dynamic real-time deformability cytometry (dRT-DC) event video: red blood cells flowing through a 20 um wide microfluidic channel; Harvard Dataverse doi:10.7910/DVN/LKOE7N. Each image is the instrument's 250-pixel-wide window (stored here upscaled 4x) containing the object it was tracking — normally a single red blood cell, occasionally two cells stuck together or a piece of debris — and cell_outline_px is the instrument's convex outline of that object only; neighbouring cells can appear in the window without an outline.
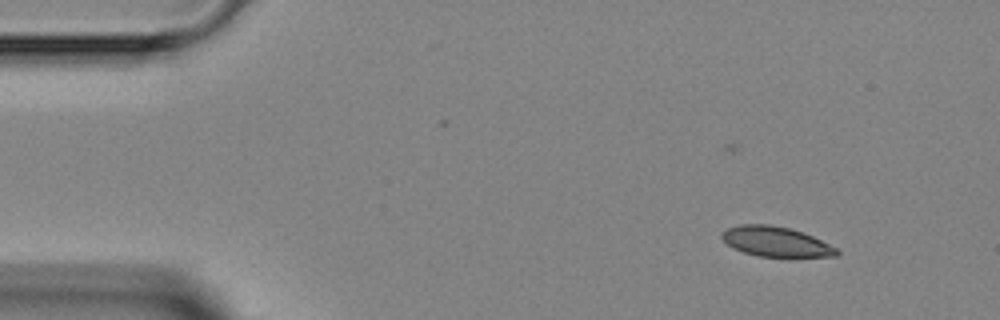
{"species": "Egyptian fruit bat (a non-hibernating species)", "species_latin": "Rousettus aegyptiacus", "temperature_condition": "room temperature", "stored_images_in_passage": 4, "camera_frame_rate_fps": 3000, "um_per_image_px": 0.085, "animal": {"sex": "female"}, "frame": {"image": 1, "passage_image": 1, "time_ms": 0.0, "image_size_px": [1000, 320], "cell_outline_px": [[840, 252], [836, 256], [756, 256], [732, 248], [720, 236], [720, 232], [728, 228], [740, 224], [768, 224], [788, 228], [812, 236], [836, 248]], "centroid_in_image_um": [65.88, 20.53], "position_along_channel_um": 19.1, "area_um2": 19.71}}
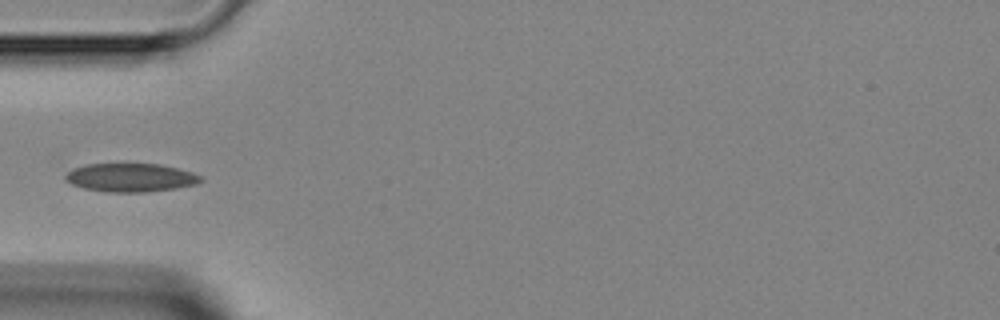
{"frame": {"image": 2, "passage_image": 4, "time_ms": 3.333, "image_size_px": [1000, 320], "cell_outline_px": [[204, 180], [196, 184], [176, 188], [148, 192], [108, 192], [84, 188], [72, 184], [64, 180], [64, 176], [72, 168], [88, 164], [160, 164], [192, 172], [200, 176]], "centroid_in_image_um": [11.09, 15.1], "position_along_channel_um": 73.9, "area_um2": 22.43}}